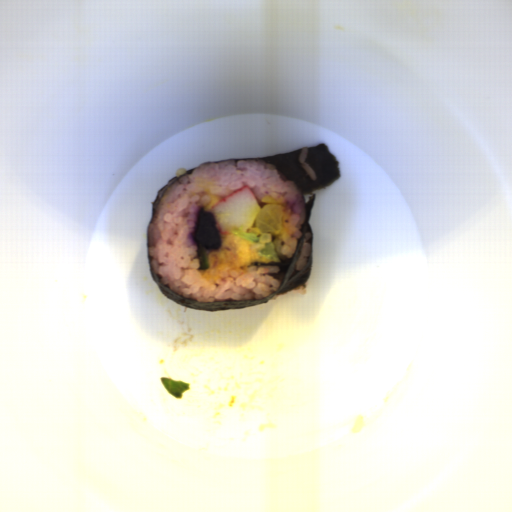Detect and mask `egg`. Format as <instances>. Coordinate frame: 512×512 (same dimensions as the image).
I'll return each mask as SVG.
<instances>
[{"instance_id": "egg-1", "label": "egg", "mask_w": 512, "mask_h": 512, "mask_svg": "<svg viewBox=\"0 0 512 512\" xmlns=\"http://www.w3.org/2000/svg\"><path fill=\"white\" fill-rule=\"evenodd\" d=\"M254 262L273 263L260 249H251L248 242L237 235L222 236V245L218 249H210L208 253L209 268L200 270V278L209 283L224 277L231 272L246 273Z\"/></svg>"}]
</instances>
